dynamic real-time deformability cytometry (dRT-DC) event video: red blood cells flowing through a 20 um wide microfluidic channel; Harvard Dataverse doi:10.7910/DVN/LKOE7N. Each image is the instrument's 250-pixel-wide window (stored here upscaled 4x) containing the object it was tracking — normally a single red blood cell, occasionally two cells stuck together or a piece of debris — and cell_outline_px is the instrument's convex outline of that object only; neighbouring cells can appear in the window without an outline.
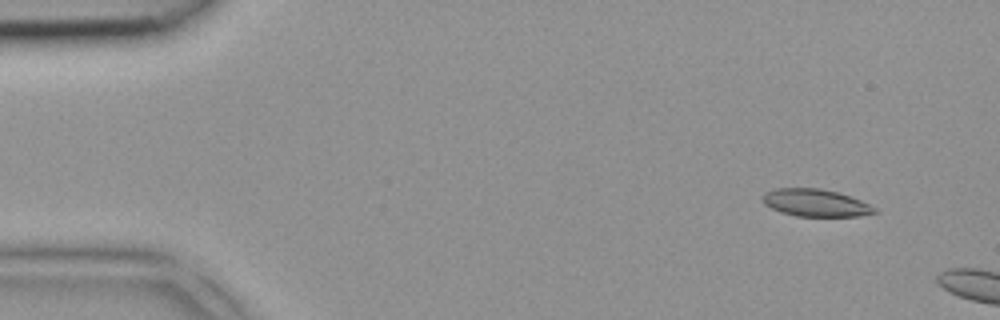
{"species": "common noctule bat (a hibernating species)", "species_latin": "Nyctalus noctula", "temperature_condition": "room temperature", "stored_images_in_passage": 3, "camera_frame_rate_fps": 3000, "um_per_image_px": 0.085, "animal": {"sex": "female", "body_mass_g": 18.4}, "frame": {"image": 1, "passage_image": 2, "time_ms": 0.333, "image_size_px": [1000, 320], "cell_outline_px": [[876, 212], [860, 216], [796, 216], [780, 212], [764, 204], [764, 192], [776, 188], [820, 188], [836, 192], [860, 200], [876, 208]], "centroid_in_image_um": [69.3, 17.24], "position_along_channel_um": 15.7, "area_um2": 17.63}}